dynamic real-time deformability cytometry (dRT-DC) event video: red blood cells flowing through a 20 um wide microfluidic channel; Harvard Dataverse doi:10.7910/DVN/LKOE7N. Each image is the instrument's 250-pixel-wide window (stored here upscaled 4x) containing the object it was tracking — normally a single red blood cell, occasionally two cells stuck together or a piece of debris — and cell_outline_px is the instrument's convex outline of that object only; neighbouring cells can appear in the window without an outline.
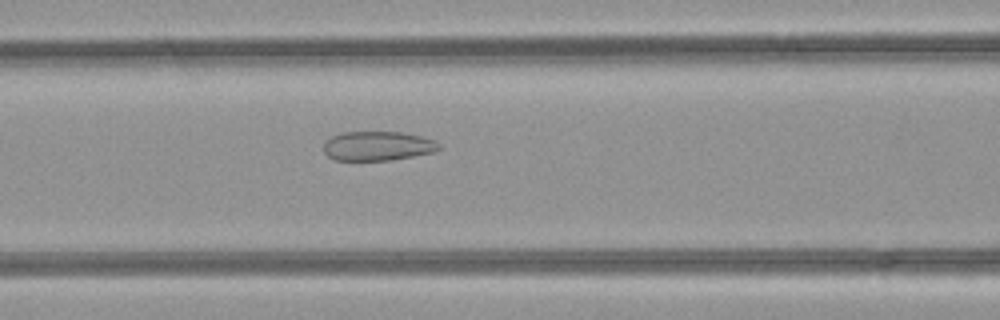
{"species": "common noctule bat (a hibernating species)", "species_latin": "Nyctalus noctula", "temperature_condition": "room temperature", "stored_images_in_passage": 49, "camera_frame_rate_fps": 3000, "um_per_image_px": 0.085, "animal": {"sex": "female", "body_mass_g": 21.9}, "frame": {"image": 1, "passage_image": 21, "time_ms": 6.667, "image_size_px": [1000, 320], "cell_outline_px": [[440, 148], [436, 152], [392, 160], [332, 160], [324, 152], [324, 144], [332, 136], [340, 132], [400, 132], [420, 136], [436, 140], [440, 144]], "centroid_in_image_um": [32.12, 12.41], "position_along_channel_um": 134.5, "area_um2": 19.83}}
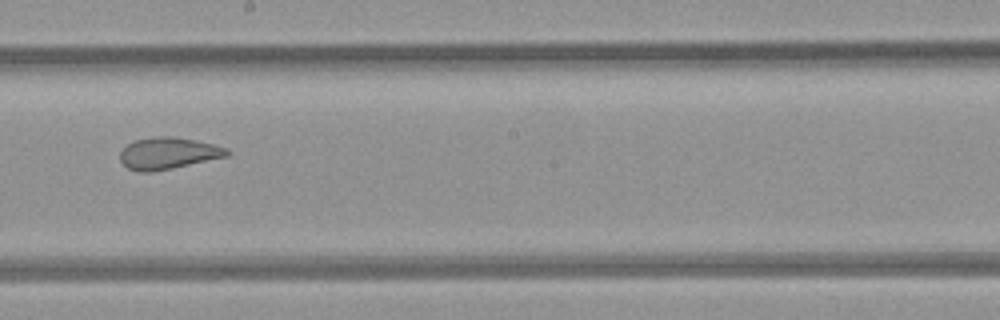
{"frame": {"image": 2, "passage_image": 28, "time_ms": 9.0, "image_size_px": [1000, 320], "cell_outline_px": [[228, 156], [172, 168], [152, 172], [140, 172], [128, 168], [120, 160], [120, 152], [128, 144], [136, 140], [156, 136], [172, 136], [196, 140], [228, 148]], "centroid_in_image_um": [14.29, 13.02], "position_along_channel_um": 233.9, "area_um2": 19.59}}
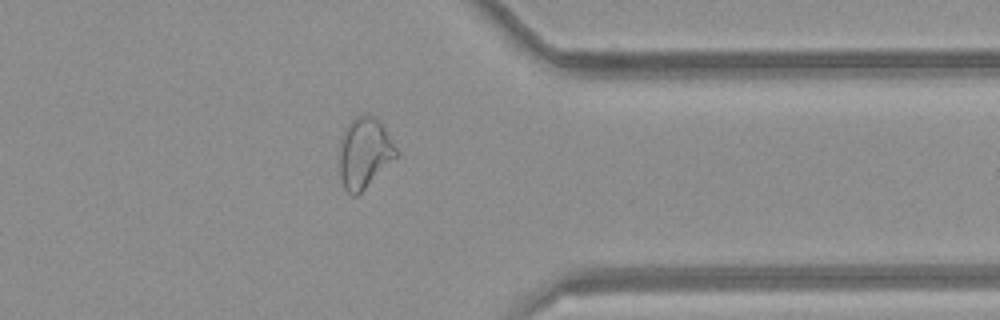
{"frame": {"image": 3, "passage_image": 39, "time_ms": 12.667, "image_size_px": [1000, 320], "cell_outline_px": [[400, 152], [356, 196], [352, 196], [344, 188], [340, 176], [340, 140], [348, 124], [360, 112], [368, 112], [384, 128]], "centroid_in_image_um": [30.96, 12.96], "position_along_channel_um": 380.4, "area_um2": 22.95}, "authors_computed_cell_mechanics": {"area_um2": 25.432, "velocity_mm_per_s": 4.2602, "shape_relaxation_time_tau1_ms": null, "shape_relaxation_time_tau2_ms": 1.2485, "deformation_change_tau1": null, "deformation_change_tau2": 0.0839}}